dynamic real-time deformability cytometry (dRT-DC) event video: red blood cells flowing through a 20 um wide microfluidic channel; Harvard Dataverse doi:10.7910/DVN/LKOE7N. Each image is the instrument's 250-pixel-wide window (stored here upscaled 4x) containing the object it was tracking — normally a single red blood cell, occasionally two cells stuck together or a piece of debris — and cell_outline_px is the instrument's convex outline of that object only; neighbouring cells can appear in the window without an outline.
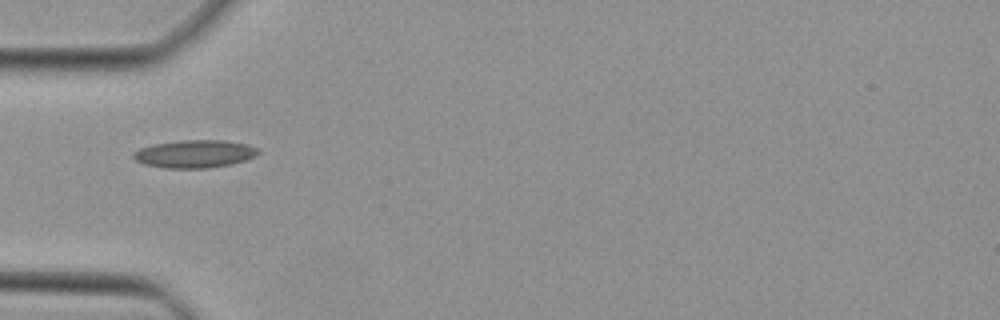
{"species": "Egyptian fruit bat (a non-hibernating species)", "species_latin": "Rousettus aegyptiacus", "temperature_condition": "cold", "stored_images_in_passage": 33, "camera_frame_rate_fps": 3000, "um_per_image_px": 0.085, "animal": {"sex": "female"}, "frame": {"image": 1, "passage_image": 1, "time_ms": 0.0, "image_size_px": [1000, 320], "cell_outline_px": [[260, 152], [256, 156], [232, 164], [208, 168], [164, 168], [144, 164], [136, 160], [132, 156], [132, 152], [140, 148], [152, 144], [180, 140], [224, 140], [248, 144], [260, 148]], "centroid_in_image_um": [16.56, 13.07], "position_along_channel_um": 68.4, "area_um2": 20.46}}
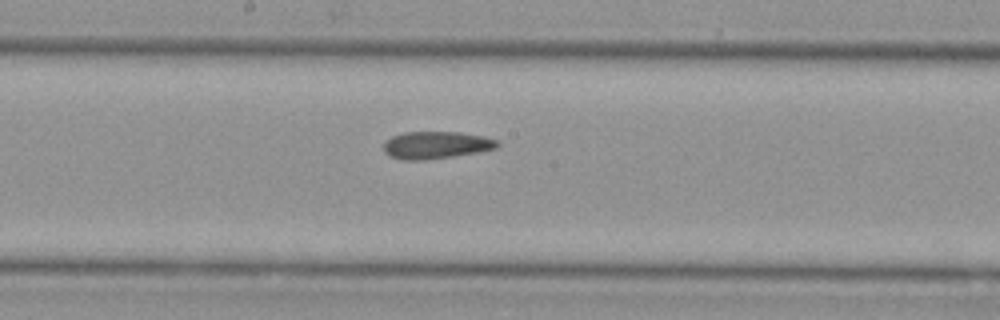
{"frame": {"image": 2, "passage_image": 11, "time_ms": 3.333, "image_size_px": [1000, 320], "cell_outline_px": [[500, 144], [496, 148], [480, 152], [424, 160], [404, 160], [388, 156], [384, 152], [384, 140], [392, 136], [404, 132], [460, 132], [484, 136], [500, 140]], "centroid_in_image_um": [37.07, 12.32], "position_along_channel_um": 211.1, "area_um2": 18.32}}
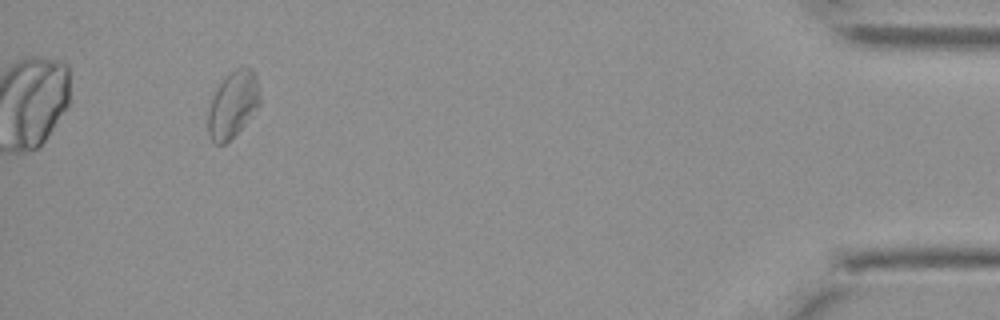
{"frame": {"image": 3, "passage_image": 30, "time_ms": 9.667, "image_size_px": [1000, 320], "cell_outline_px": [[260, 104], [244, 124], [224, 144], [216, 144], [212, 140], [208, 132], [208, 112], [212, 96], [216, 88], [236, 68], [252, 68], [256, 76], [260, 92]], "centroid_in_image_um": [19.8, 8.87], "position_along_channel_um": 415.4, "area_um2": 19.59}}